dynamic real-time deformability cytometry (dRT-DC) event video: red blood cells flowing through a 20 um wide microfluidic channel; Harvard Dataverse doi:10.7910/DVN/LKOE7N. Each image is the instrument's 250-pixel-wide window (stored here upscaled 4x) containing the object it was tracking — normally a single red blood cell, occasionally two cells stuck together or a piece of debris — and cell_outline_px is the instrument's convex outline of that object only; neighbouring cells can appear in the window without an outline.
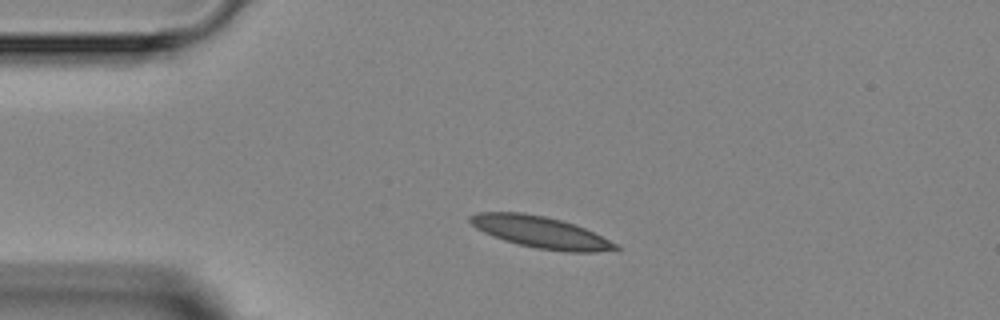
{"species": "Egyptian fruit bat (a non-hibernating species)", "species_latin": "Rousettus aegyptiacus", "temperature_condition": "room temperature", "stored_images_in_passage": 1, "camera_frame_rate_fps": 3000, "um_per_image_px": 0.085, "animal": {"sex": "female"}, "frame": {"image": 1, "passage_image": 1, "time_ms": 0.0, "image_size_px": [1000, 320], "cell_outline_px": [[620, 248], [596, 252], [568, 252], [536, 248], [504, 240], [492, 236], [476, 228], [468, 220], [468, 216], [476, 212], [524, 212], [544, 216], [576, 224], [620, 244]], "centroid_in_image_um": [45.96, 19.73], "position_along_channel_um": 39.0, "area_um2": 26.88}}